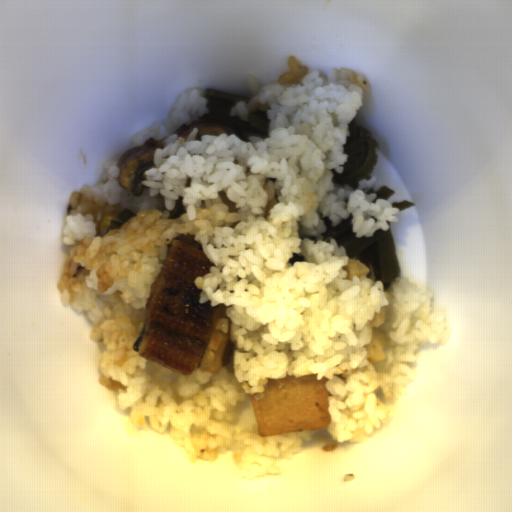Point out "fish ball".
Listing matches in <instances>:
<instances>
[{
	"label": "fish ball",
	"mask_w": 512,
	"mask_h": 512,
	"mask_svg": "<svg viewBox=\"0 0 512 512\" xmlns=\"http://www.w3.org/2000/svg\"><path fill=\"white\" fill-rule=\"evenodd\" d=\"M317 374L300 377L286 375L278 380L267 379L264 392L250 394L254 422L259 437L283 432L320 431L327 429L331 414L327 377Z\"/></svg>",
	"instance_id": "1"
}]
</instances>
